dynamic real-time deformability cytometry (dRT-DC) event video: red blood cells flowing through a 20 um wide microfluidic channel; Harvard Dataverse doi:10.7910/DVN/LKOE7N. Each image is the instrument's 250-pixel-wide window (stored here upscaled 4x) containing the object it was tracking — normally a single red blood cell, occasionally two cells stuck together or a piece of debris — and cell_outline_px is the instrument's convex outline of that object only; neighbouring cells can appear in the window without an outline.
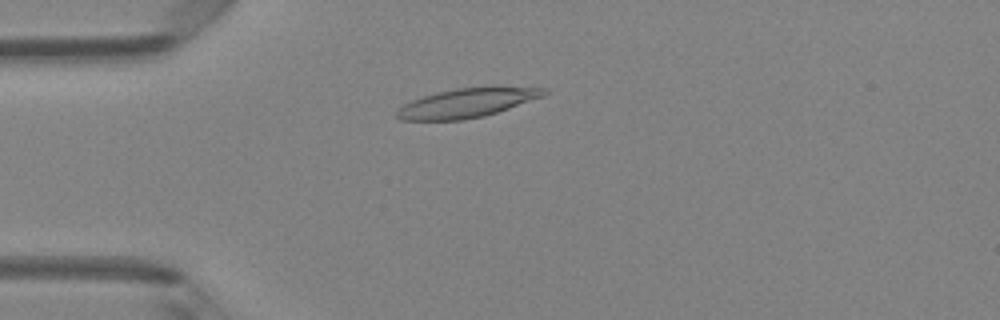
{"species": "Egyptian fruit bat (a non-hibernating species)", "species_latin": "Rousettus aegyptiacus", "temperature_condition": "room temperature", "stored_images_in_passage": 47, "camera_frame_rate_fps": 3000, "um_per_image_px": 0.085, "animal": {"sex": "female"}, "frame": {"image": 1, "passage_image": 11, "time_ms": 3.333, "image_size_px": [1000, 320], "cell_outline_px": [[548, 92], [544, 96], [484, 116], [460, 120], [400, 120], [396, 116], [396, 108], [412, 100], [436, 92], [456, 88], [488, 84], [496, 84], [544, 88]], "centroid_in_image_um": [39.74, 8.69], "position_along_channel_um": 45.3, "area_um2": 25.72}}
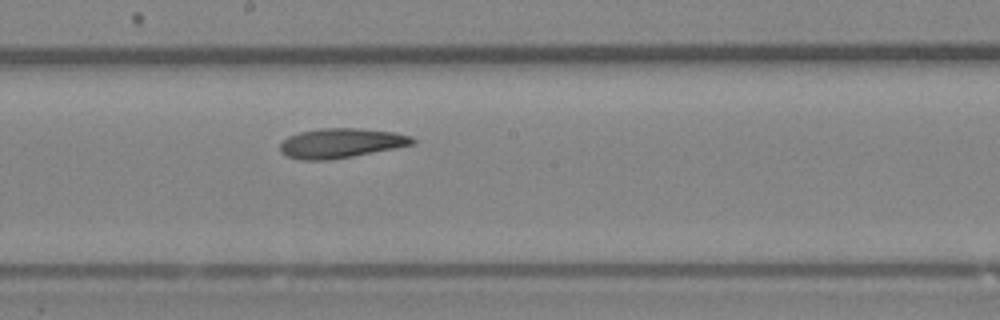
{"frame": {"image": 2, "passage_image": 25, "time_ms": 8.0, "image_size_px": [1000, 320], "cell_outline_px": [[416, 144], [396, 148], [352, 156], [328, 160], [300, 160], [288, 156], [280, 152], [280, 144], [288, 136], [300, 132], [320, 128], [360, 128], [392, 132], [412, 136], [416, 140]], "centroid_in_image_um": [29.0, 12.16], "position_along_channel_um": 219.2, "area_um2": 22.89}}
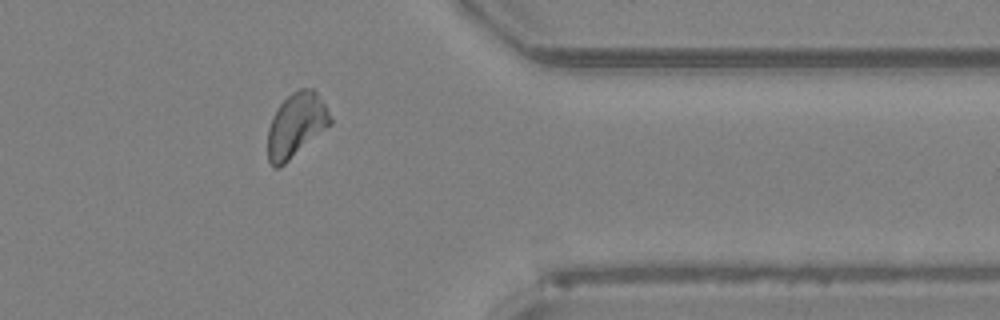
{"frame": {"image": 3, "passage_image": 38, "time_ms": 12.333, "image_size_px": [1000, 320], "cell_outline_px": [[332, 124], [280, 168], [272, 168], [268, 160], [268, 128], [272, 116], [276, 108], [292, 92], [300, 88], [312, 88], [316, 92], [324, 104], [332, 120]], "centroid_in_image_um": [25.15, 10.66], "position_along_channel_um": 386.3, "area_um2": 23.41}, "authors_computed_cell_mechanics": {"area_um2": 22.9466, "velocity_mm_per_s": 4.158, "shape_relaxation_time_tau1_ms": null, "shape_relaxation_time_tau2_ms": 6.947, "deformation_change_tau1": null, "deformation_change_tau2": 0.151}}